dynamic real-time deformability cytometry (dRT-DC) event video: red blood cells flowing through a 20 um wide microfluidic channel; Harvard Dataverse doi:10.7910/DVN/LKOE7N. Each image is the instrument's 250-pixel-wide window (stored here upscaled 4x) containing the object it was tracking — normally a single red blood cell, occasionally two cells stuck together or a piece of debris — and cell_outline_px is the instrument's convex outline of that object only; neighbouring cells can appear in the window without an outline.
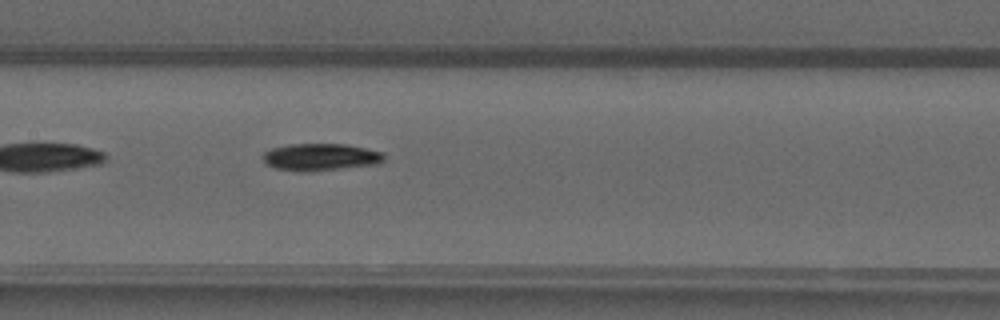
{"species": "common noctule bat (a hibernating species)", "species_latin": "Nyctalus noctula", "temperature_condition": "warm", "stored_images_in_passage": 36, "camera_frame_rate_fps": 3000, "um_per_image_px": 0.085, "animal": {"sex": "male", "forearm_length_mm": 52.5}, "frame": {"image": 1, "passage_image": 10, "time_ms": 3.0, "image_size_px": [1000, 320], "cell_outline_px": [[384, 160], [380, 164], [304, 172], [276, 168], [264, 164], [264, 152], [272, 148], [288, 144], [344, 144], [384, 152]], "centroid_in_image_um": [27.26, 13.35], "position_along_channel_um": 180.1, "area_um2": 19.13}}
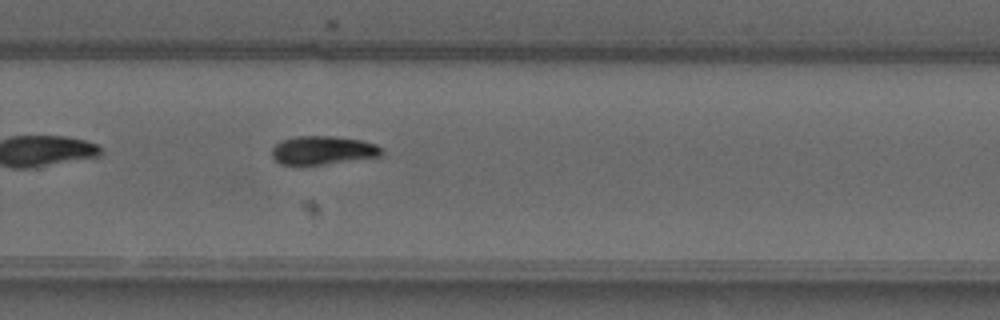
{"frame": {"image": 2, "passage_image": 19, "time_ms": 6.0, "image_size_px": [1000, 320], "cell_outline_px": [[384, 152], [380, 156], [300, 168], [280, 164], [272, 156], [272, 148], [276, 144], [284, 140], [296, 136], [332, 136], [360, 140], [376, 144], [384, 148]], "centroid_in_image_um": [27.42, 12.81], "position_along_channel_um": 302.4, "area_um2": 18.79}}
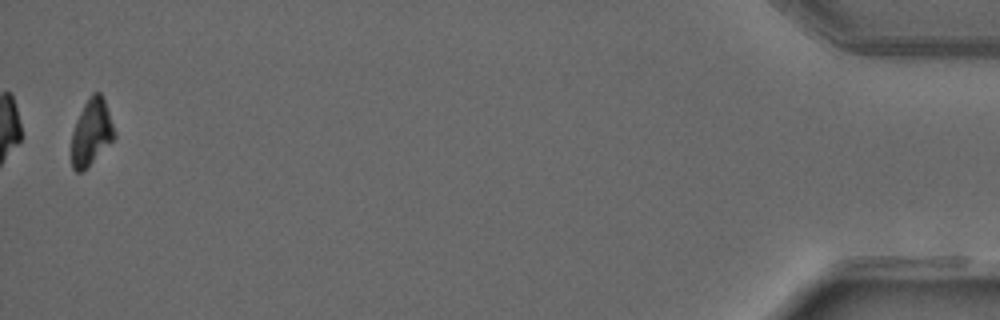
{"frame": {"image": 3, "passage_image": 35, "time_ms": 11.333, "image_size_px": [1000, 320], "cell_outline_px": [[116, 136], [84, 172], [76, 172], [72, 168], [72, 132], [76, 120], [84, 104], [92, 92], [100, 92], [104, 100], [116, 132]], "centroid_in_image_um": [7.76, 11.27], "position_along_channel_um": 427.4, "area_um2": 16.53}, "authors_computed_cell_mechanics": {"area_um2": 18.4382, "velocity_mm_per_s": 4.0946, "shape_relaxation_time_tau1_ms": 4.6044, "shape_relaxation_time_tau2_ms": null, "deformation_change_tau1": 0.1533, "deformation_change_tau2": null}}